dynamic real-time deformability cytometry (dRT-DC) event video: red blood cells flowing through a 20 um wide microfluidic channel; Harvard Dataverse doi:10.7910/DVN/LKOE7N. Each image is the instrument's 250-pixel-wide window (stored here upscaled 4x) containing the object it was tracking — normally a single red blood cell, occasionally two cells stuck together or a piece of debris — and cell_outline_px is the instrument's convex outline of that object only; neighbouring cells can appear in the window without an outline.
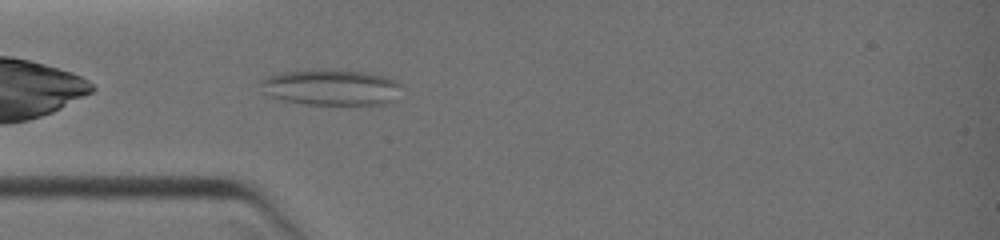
{"species": "common noctule bat (a hibernating species)", "species_latin": "Nyctalus noctula", "temperature_condition": "warm", "stored_images_in_passage": 7, "camera_frame_rate_fps": 3000, "um_per_image_px": 0.085, "animal": {"sex": "female", "body_mass_g": 19.0, "forearm_length_mm": 51.5}, "frame": {"image": 1, "passage_image": 2, "time_ms": 0.333, "image_size_px": [1000, 240], "cell_outline_px": [[400, 84], [396, 100], [392, 104], [352, 108], [304, 104], [284, 100], [272, 96], [260, 80], [264, 76], [280, 72], [308, 68], [332, 68], [368, 72], [388, 76], [396, 80]], "centroid_in_image_um": [28.28, 7.44], "position_along_channel_um": 56.7, "area_um2": 31.33}}